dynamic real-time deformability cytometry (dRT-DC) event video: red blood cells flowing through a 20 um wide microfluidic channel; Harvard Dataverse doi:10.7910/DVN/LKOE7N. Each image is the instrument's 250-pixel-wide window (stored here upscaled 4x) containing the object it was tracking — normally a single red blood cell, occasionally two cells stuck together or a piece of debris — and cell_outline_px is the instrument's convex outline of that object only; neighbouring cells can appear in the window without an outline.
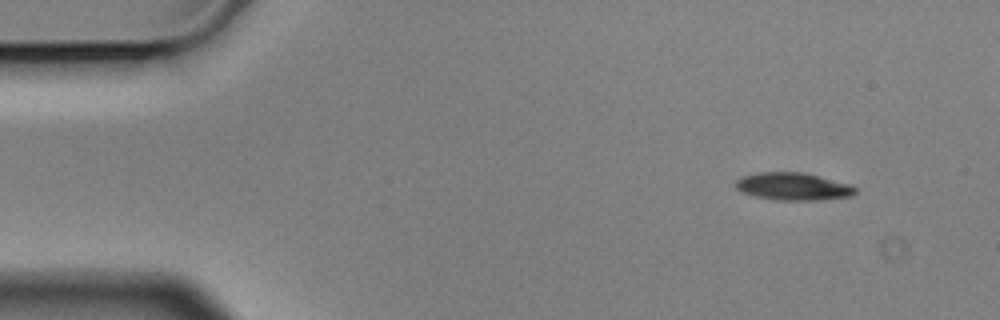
{"species": "Egyptian fruit bat (a non-hibernating species)", "species_latin": "Rousettus aegyptiacus", "temperature_condition": "cold", "stored_images_in_passage": 4, "segment_of_instrument_passage": [2, 2], "camera_frame_rate_fps": 3000, "um_per_image_px": 0.085, "animal": {"sex": "male"}, "frame": {"image": 1, "passage_image": 4, "time_ms": 1.0, "image_size_px": [1000, 320], "cell_outline_px": [[856, 192], [852, 196], [820, 200], [776, 200], [756, 196], [740, 192], [736, 188], [736, 180], [740, 176], [760, 172], [804, 172], [852, 184], [856, 188]], "centroid_in_image_um": [67.43, 15.84], "position_along_channel_um": 17.6, "area_um2": 19.42}}